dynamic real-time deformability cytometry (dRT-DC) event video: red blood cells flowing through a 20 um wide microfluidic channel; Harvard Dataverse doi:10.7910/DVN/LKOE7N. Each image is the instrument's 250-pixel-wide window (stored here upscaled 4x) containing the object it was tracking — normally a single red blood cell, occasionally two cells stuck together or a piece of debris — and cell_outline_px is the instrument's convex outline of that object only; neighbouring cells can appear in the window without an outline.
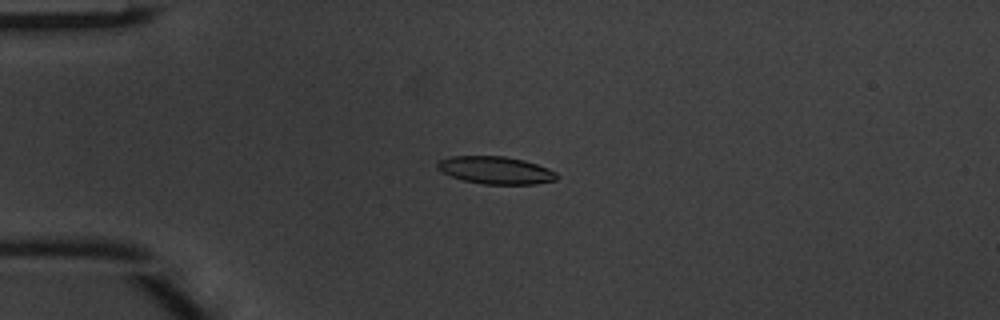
{"species": "common noctule bat (a hibernating species)", "species_latin": "Nyctalus noctula", "temperature_condition": "warm", "stored_images_in_passage": 44, "camera_frame_rate_fps": 3000, "um_per_image_px": 0.085, "animal": {"sex": "male", "body_mass_g": 20.1, "forearm_length_mm": 53.5}, "frame": {"image": 1, "passage_image": 8, "time_ms": 2.333, "image_size_px": [1000, 320], "cell_outline_px": [[560, 176], [556, 180], [536, 184], [484, 184], [464, 180], [440, 172], [436, 168], [436, 164], [440, 160], [452, 156], [504, 156], [524, 160], [548, 168], [556, 172]], "centroid_in_image_um": [42.14, 14.47], "position_along_channel_um": 42.9, "area_um2": 19.19}}
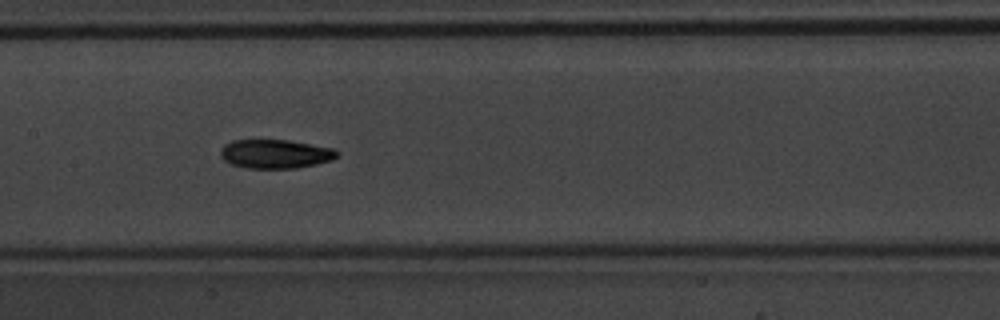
{"frame": {"image": 2, "passage_image": 20, "time_ms": 6.333, "image_size_px": [1000, 320], "cell_outline_px": [[340, 152], [332, 160], [316, 164], [296, 168], [248, 168], [232, 164], [224, 160], [220, 156], [220, 148], [224, 144], [232, 140], [288, 140], [332, 148]], "centroid_in_image_um": [23.38, 13.08], "position_along_channel_um": 184.0, "area_um2": 19.59}}
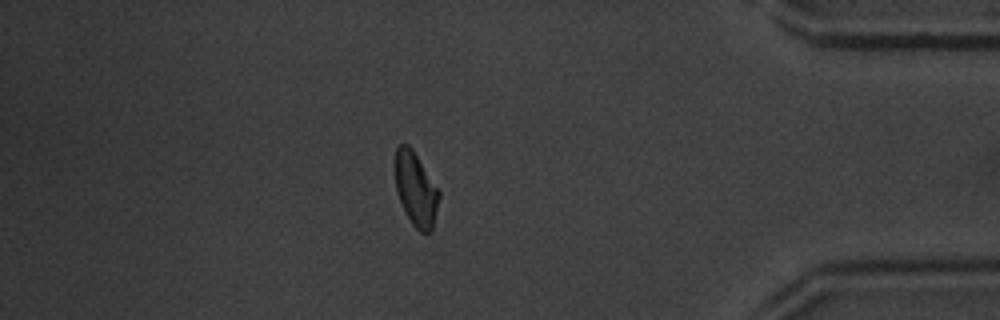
{"frame": {"image": 3, "passage_image": 38, "time_ms": 12.333, "image_size_px": [1000, 320], "cell_outline_px": [[440, 196], [432, 232], [420, 232], [412, 224], [400, 200], [396, 188], [392, 164], [396, 148], [400, 144], [408, 144], [412, 148], [440, 192]], "centroid_in_image_um": [35.31, 16.03], "position_along_channel_um": 399.9, "area_um2": 19.07}, "authors_computed_cell_mechanics": {"area_um2": 18.9295, "velocity_mm_per_s": 4.1592, "shape_relaxation_time_tau1_ms": 3.101, "shape_relaxation_time_tau2_ms": 5.3068, "deformation_change_tau1": 0.1395, "deformation_change_tau2": 0.1282}}